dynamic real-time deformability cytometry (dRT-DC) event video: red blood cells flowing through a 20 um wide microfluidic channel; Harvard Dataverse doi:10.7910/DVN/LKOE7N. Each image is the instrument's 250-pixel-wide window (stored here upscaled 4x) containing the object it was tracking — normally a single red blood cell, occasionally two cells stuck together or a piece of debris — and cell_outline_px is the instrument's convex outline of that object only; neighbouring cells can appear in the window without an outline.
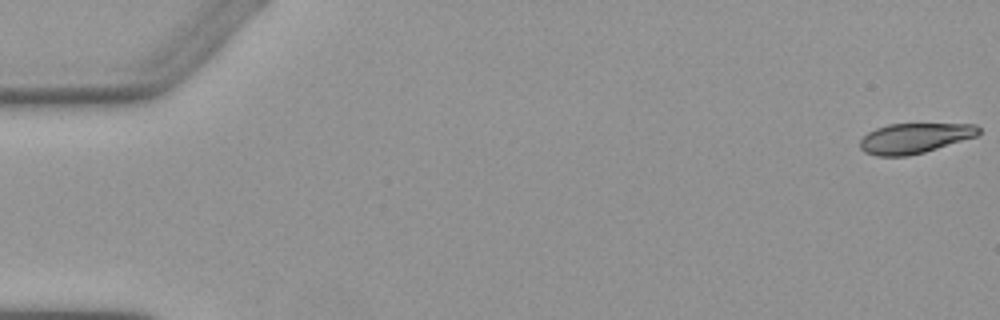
{"species": "Egyptian fruit bat (a non-hibernating species)", "species_latin": "Rousettus aegyptiacus", "temperature_condition": "warm", "stored_images_in_passage": 3, "camera_frame_rate_fps": 3000, "um_per_image_px": 0.085, "animal": {"sex": "female"}, "frame": {"image": 1, "passage_image": 1, "time_ms": 0.0, "image_size_px": [1000, 320], "cell_outline_px": [[980, 132], [976, 136], [924, 152], [908, 156], [876, 156], [864, 152], [860, 148], [860, 140], [868, 132], [876, 128], [888, 124], [976, 124], [980, 128]], "centroid_in_image_um": [77.71, 11.75], "position_along_channel_um": 7.3, "area_um2": 20.75}}